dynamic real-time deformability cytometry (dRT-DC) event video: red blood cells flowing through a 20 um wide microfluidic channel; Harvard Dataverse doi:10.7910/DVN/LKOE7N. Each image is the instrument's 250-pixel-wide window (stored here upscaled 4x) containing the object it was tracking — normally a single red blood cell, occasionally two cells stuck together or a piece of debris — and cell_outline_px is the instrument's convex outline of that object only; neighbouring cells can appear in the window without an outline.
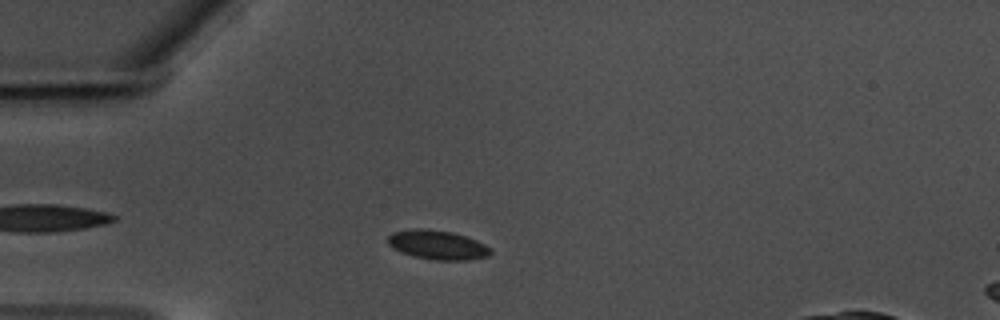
{"species": "common noctule bat (a hibernating species)", "species_latin": "Nyctalus noctula", "temperature_condition": "warm", "stored_images_in_passage": 53, "camera_frame_rate_fps": 3000, "um_per_image_px": 0.085, "animal": {"sex": "male", "body_mass_g": 17.5, "forearm_length_mm": 52.3}, "frame": {"image": 1, "passage_image": 9, "time_ms": 2.667, "image_size_px": [1000, 320], "cell_outline_px": [[492, 252], [488, 256], [468, 260], [436, 260], [412, 256], [392, 248], [388, 244], [388, 236], [392, 232], [416, 228], [420, 228], [452, 232], [476, 240], [492, 248]], "centroid_in_image_um": [37.18, 20.82], "position_along_channel_um": 47.8, "area_um2": 17.46}}
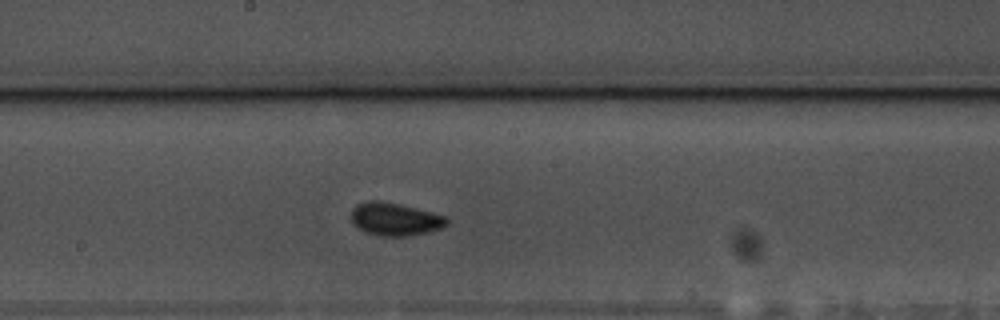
{"frame": {"image": 2, "passage_image": 25, "time_ms": 8.0, "image_size_px": [1000, 320], "cell_outline_px": [[448, 224], [444, 228], [408, 236], [380, 236], [364, 232], [356, 228], [352, 224], [352, 208], [356, 204], [368, 200], [376, 200], [396, 204], [444, 216], [448, 220]], "centroid_in_image_um": [33.51, 18.65], "position_along_channel_um": 214.7, "area_um2": 18.15}}
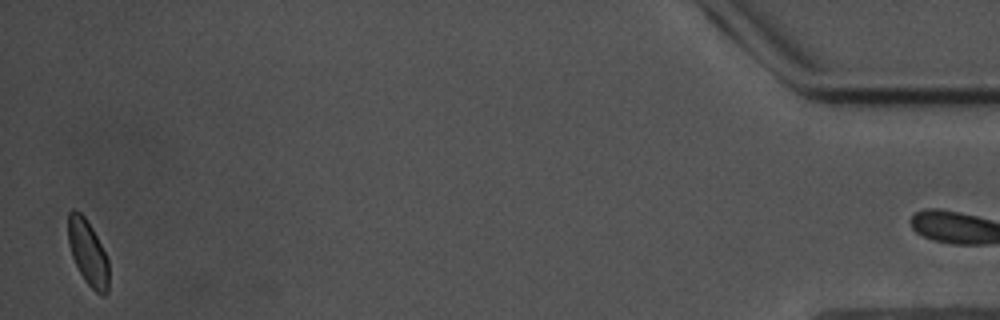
{"frame": {"image": 3, "passage_image": 51, "time_ms": 16.667, "image_size_px": [1000, 320], "cell_outline_px": [[108, 292], [104, 296], [100, 296], [84, 280], [72, 256], [68, 244], [68, 212], [72, 208], [80, 212], [84, 216], [92, 228], [108, 260]], "centroid_in_image_um": [7.46, 21.48], "position_along_channel_um": 427.7, "area_um2": 15.37}, "authors_computed_cell_mechanics": {"area_um2": 16.6464, "velocity_mm_per_s": 3.473, "shape_relaxation_time_tau1_ms": 3.2216, "shape_relaxation_time_tau2_ms": 1.9934, "deformation_change_tau1": 0.0743, "deformation_change_tau2": 0.0509}}